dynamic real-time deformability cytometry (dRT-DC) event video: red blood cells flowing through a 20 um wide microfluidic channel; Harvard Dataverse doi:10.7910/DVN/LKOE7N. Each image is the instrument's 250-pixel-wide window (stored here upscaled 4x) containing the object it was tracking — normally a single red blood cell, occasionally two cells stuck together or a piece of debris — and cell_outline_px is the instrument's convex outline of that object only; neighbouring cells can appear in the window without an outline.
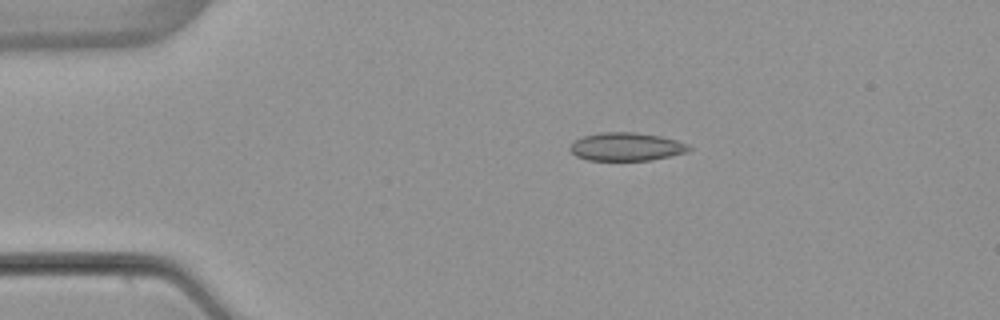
{"species": "common noctule bat (a hibernating species)", "species_latin": "Nyctalus noctula", "temperature_condition": "warm", "stored_images_in_passage": 3, "camera_frame_rate_fps": 3000, "um_per_image_px": 0.085, "animal": {"sex": "female", "body_mass_g": 22.7, "forearm_length_mm": 54.2}, "frame": {"image": 1, "passage_image": 1, "time_ms": 0.0, "image_size_px": [1000, 320], "cell_outline_px": [[692, 148], [688, 152], [652, 160], [588, 160], [576, 156], [568, 148], [576, 140], [584, 136], [600, 132], [636, 132], [660, 136], [676, 140], [688, 144]], "centroid_in_image_um": [53.26, 12.47], "position_along_channel_um": 31.7, "area_um2": 19.54}}